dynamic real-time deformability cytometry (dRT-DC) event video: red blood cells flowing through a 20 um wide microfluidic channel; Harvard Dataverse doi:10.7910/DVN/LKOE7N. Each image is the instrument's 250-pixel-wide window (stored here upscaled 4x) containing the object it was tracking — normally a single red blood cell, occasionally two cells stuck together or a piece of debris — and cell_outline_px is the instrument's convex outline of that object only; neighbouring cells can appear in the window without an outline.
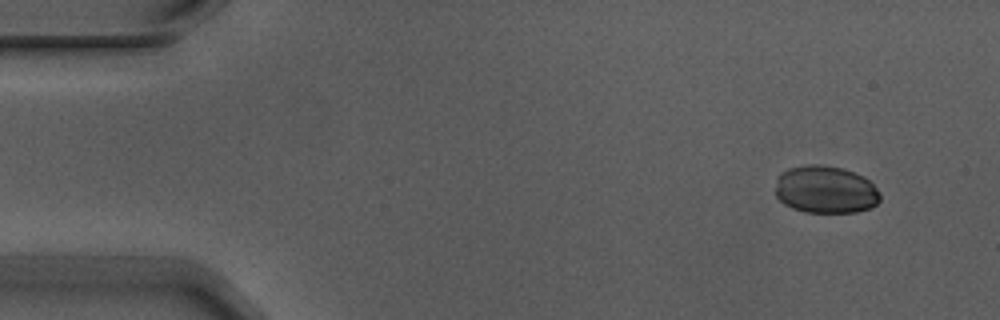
{"species": "Egyptian fruit bat (a non-hibernating species)", "species_latin": "Rousettus aegyptiacus", "temperature_condition": "warm", "stored_images_in_passage": 4, "camera_frame_rate_fps": 3000, "um_per_image_px": 0.085, "animal": {"sex": "male"}, "frame": {"image": 1, "passage_image": 1, "time_ms": 0.0, "image_size_px": [1000, 320], "cell_outline_px": [[880, 200], [872, 208], [856, 212], [804, 212], [792, 208], [784, 204], [776, 196], [776, 180], [780, 172], [788, 168], [808, 164], [816, 164], [840, 168], [864, 176], [880, 192]], "centroid_in_image_um": [70.15, 16.12], "position_along_channel_um": 14.8, "area_um2": 29.13}}
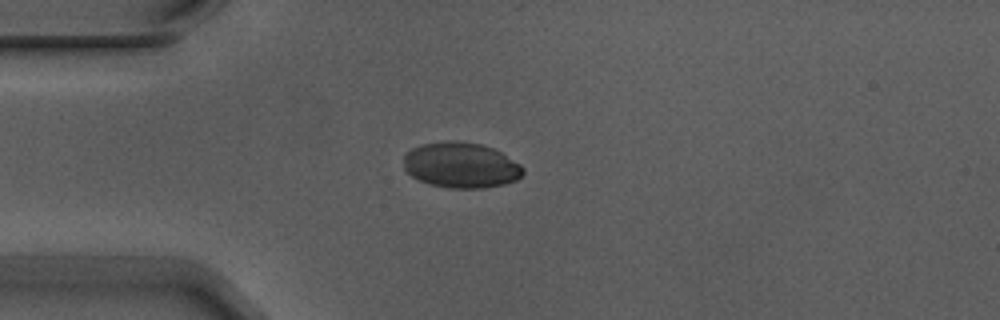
{"frame": {"image": 2, "passage_image": 3, "time_ms": 0.667, "image_size_px": [1000, 320], "cell_outline_px": [[524, 172], [516, 180], [504, 184], [484, 188], [448, 188], [428, 184], [412, 176], [404, 168], [404, 156], [412, 148], [424, 144], [448, 140], [456, 140], [480, 144], [492, 148], [500, 152], [520, 164], [524, 168]], "centroid_in_image_um": [39.18, 14.04], "position_along_channel_um": 45.8, "area_um2": 31.62}}